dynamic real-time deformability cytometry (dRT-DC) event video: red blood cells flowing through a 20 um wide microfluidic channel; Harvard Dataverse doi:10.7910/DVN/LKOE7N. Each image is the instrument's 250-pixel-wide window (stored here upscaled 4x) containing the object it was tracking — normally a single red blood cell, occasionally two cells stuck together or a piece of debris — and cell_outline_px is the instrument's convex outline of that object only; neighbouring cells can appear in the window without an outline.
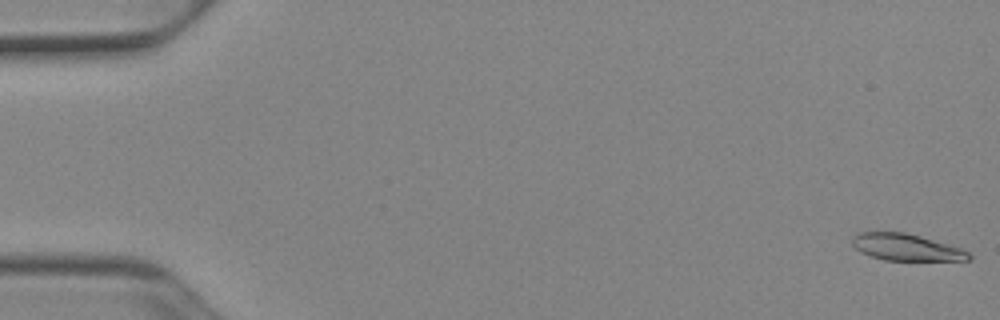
{"species": "Egyptian fruit bat (a non-hibernating species)", "species_latin": "Rousettus aegyptiacus", "temperature_condition": "cold", "stored_images_in_passage": 16, "camera_frame_rate_fps": 3000, "um_per_image_px": 0.085, "animal": {"sex": "female"}, "frame": {"image": 1, "passage_image": 1, "time_ms": 0.0, "image_size_px": [1000, 320], "cell_outline_px": [[972, 260], [884, 260], [860, 252], [852, 244], [852, 240], [860, 232], [904, 232], [920, 236], [964, 248], [972, 256]], "centroid_in_image_um": [77.09, 21.02], "position_along_channel_um": 7.9, "area_um2": 18.09}}